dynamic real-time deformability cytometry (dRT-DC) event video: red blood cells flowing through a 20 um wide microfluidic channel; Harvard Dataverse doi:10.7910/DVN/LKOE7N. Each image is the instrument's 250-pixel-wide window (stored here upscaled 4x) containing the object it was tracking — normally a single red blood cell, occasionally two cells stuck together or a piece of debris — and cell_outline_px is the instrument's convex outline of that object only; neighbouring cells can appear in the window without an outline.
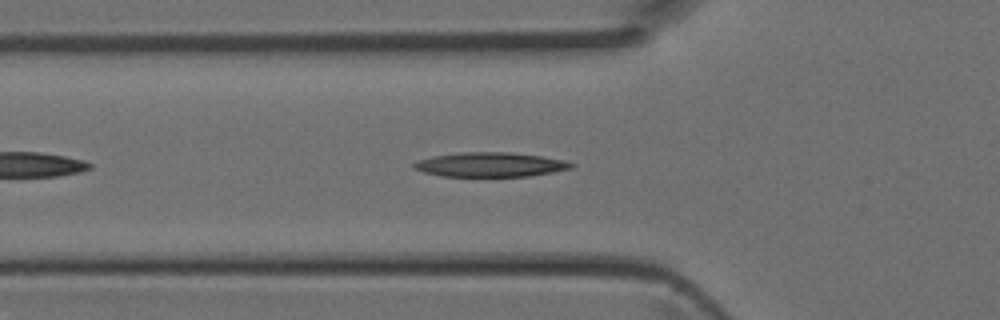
{"species": "Egyptian fruit bat (a non-hibernating species)", "species_latin": "Rousettus aegyptiacus", "temperature_condition": "room temperature", "stored_images_in_passage": 34, "camera_frame_rate_fps": 3000, "um_per_image_px": 0.085, "animal": {"sex": "female"}, "frame": {"image": 1, "passage_image": 5, "time_ms": 1.333, "image_size_px": [1000, 320], "cell_outline_px": [[576, 164], [572, 168], [552, 172], [528, 176], [440, 176], [424, 172], [412, 168], [412, 164], [416, 160], [432, 156], [460, 152], [508, 152], [544, 156], [568, 160]], "centroid_in_image_um": [41.68, 13.98], "position_along_channel_um": 84.1, "area_um2": 22.66}}
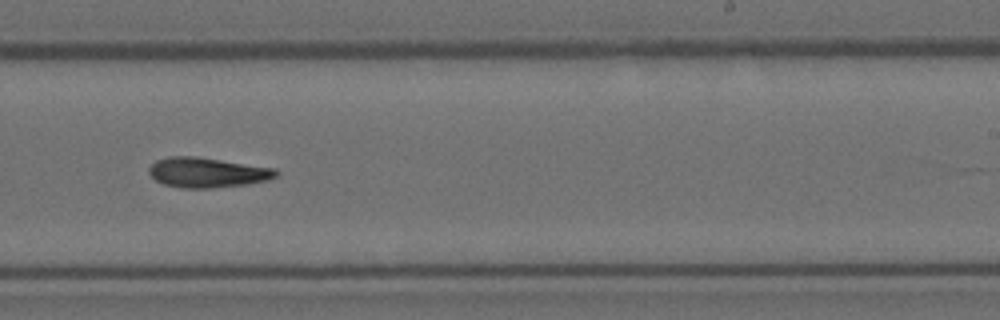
{"frame": {"image": 2, "passage_image": 17, "time_ms": 5.333, "image_size_px": [1000, 320], "cell_outline_px": [[280, 172], [276, 176], [268, 180], [248, 184], [212, 188], [180, 188], [164, 184], [156, 180], [148, 172], [148, 168], [156, 160], [168, 156], [196, 156], [276, 168]], "centroid_in_image_um": [17.63, 14.66], "position_along_channel_um": 271.4, "area_um2": 22.37}}
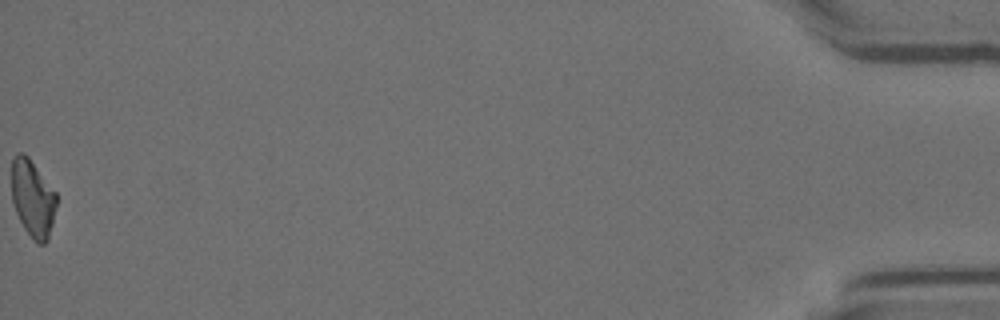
{"frame": {"image": 3, "passage_image": 34, "time_ms": 11.0, "image_size_px": [1000, 320], "cell_outline_px": [[56, 204], [52, 224], [48, 240], [44, 244], [36, 244], [32, 240], [24, 228], [16, 212], [12, 200], [12, 156], [16, 152], [24, 152], [28, 156], [56, 192]], "centroid_in_image_um": [2.77, 16.85], "position_along_channel_um": 432.4, "area_um2": 20.29}}